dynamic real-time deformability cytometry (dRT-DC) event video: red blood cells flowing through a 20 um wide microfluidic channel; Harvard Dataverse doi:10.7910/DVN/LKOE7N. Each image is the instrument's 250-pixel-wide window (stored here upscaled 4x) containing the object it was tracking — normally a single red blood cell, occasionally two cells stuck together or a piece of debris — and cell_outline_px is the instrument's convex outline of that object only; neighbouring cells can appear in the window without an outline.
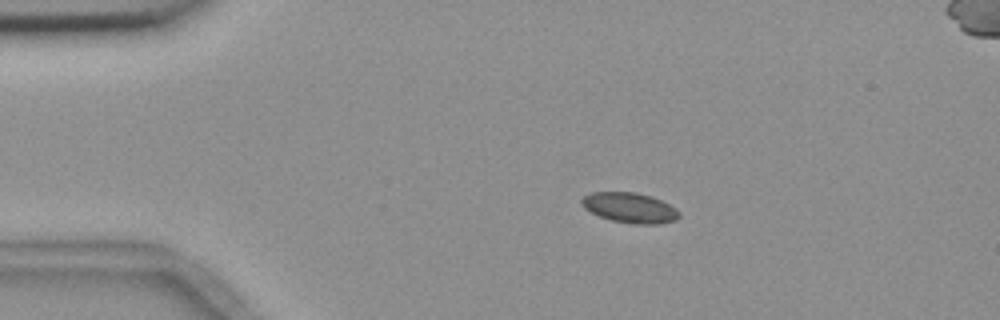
{"species": "common noctule bat (a hibernating species)", "species_latin": "Nyctalus noctula", "temperature_condition": "room temperature", "stored_images_in_passage": 14, "camera_frame_rate_fps": 3000, "um_per_image_px": 0.085, "animal": {"sex": "female", "body_mass_g": 18.4}, "frame": {"image": 1, "passage_image": 1, "time_ms": 0.0, "image_size_px": [1000, 320], "cell_outline_px": [[680, 216], [676, 220], [660, 224], [632, 224], [612, 220], [600, 216], [584, 208], [580, 204], [580, 200], [584, 196], [592, 192], [636, 192], [652, 196], [676, 208], [680, 212]], "centroid_in_image_um": [53.54, 17.66], "position_along_channel_um": 31.5, "area_um2": 17.22}}
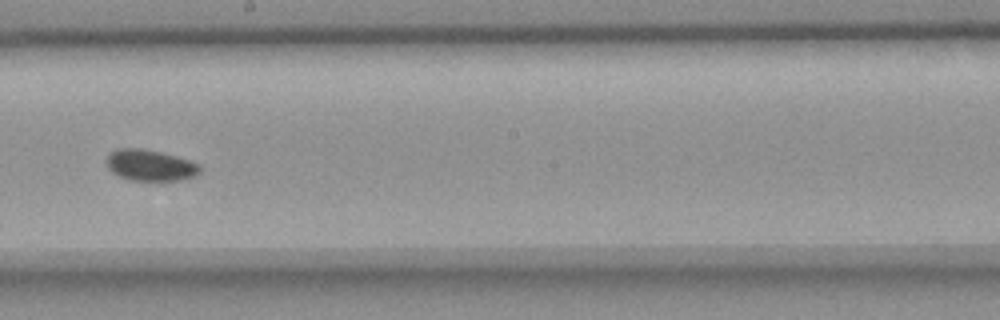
{"frame": {"image": 2, "passage_image": 7, "time_ms": 7.0, "image_size_px": [1000, 320], "cell_outline_px": [[200, 172], [192, 176], [180, 180], [128, 180], [112, 172], [108, 168], [108, 156], [112, 152], [120, 148], [144, 148], [176, 156], [200, 164]], "centroid_in_image_um": [12.77, 14.04], "position_along_channel_um": 235.4, "area_um2": 16.7}}
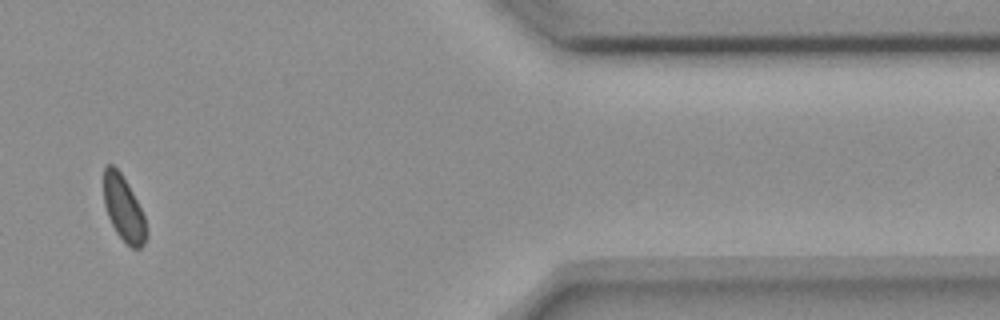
{"frame": {"image": 3, "passage_image": 11, "time_ms": 12.667, "image_size_px": [1000, 320], "cell_outline_px": [[148, 236], [144, 244], [140, 248], [132, 248], [116, 232], [108, 216], [104, 204], [104, 168], [108, 164], [112, 164], [120, 172], [128, 184], [144, 216], [148, 232]], "centroid_in_image_um": [10.52, 17.74], "position_along_channel_um": 400.9, "area_um2": 16.01}, "authors_computed_cell_mechanics": {"area_um2": 16.8776, "velocity_mm_per_s": 3.6266, "shape_relaxation_time_tau1_ms": 0.5243, "shape_relaxation_time_tau2_ms": null, "deformation_change_tau1": 0.0313, "deformation_change_tau2": null}}